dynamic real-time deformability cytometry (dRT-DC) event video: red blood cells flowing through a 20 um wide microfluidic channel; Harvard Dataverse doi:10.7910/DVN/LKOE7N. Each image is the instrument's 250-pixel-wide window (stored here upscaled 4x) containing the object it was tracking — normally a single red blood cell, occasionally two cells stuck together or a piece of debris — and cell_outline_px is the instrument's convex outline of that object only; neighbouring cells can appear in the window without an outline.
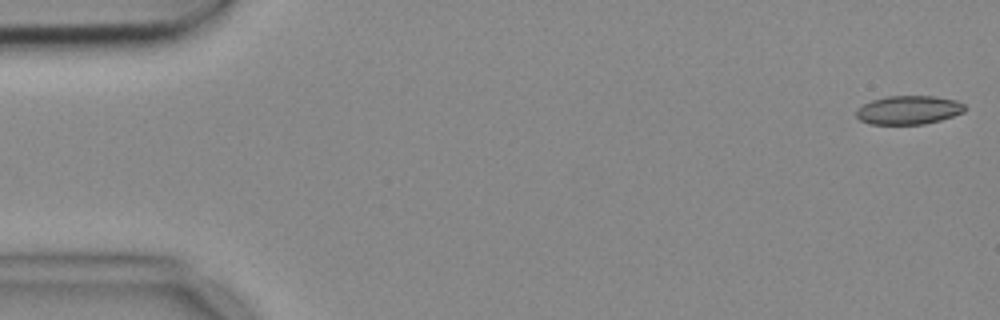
{"species": "common noctule bat (a hibernating species)", "species_latin": "Nyctalus noctula", "temperature_condition": "cold", "stored_images_in_passage": 4, "camera_frame_rate_fps": 3000, "um_per_image_px": 0.085, "animal": {"sex": "female", "body_mass_g": 18.4}, "frame": {"image": 1, "passage_image": 1, "time_ms": 0.0, "image_size_px": [1000, 320], "cell_outline_px": [[968, 108], [964, 112], [940, 120], [924, 124], [868, 124], [860, 120], [856, 116], [856, 108], [872, 100], [888, 96], [936, 96], [956, 100], [964, 104]], "centroid_in_image_um": [77.24, 9.35], "position_along_channel_um": 7.8, "area_um2": 18.26}}
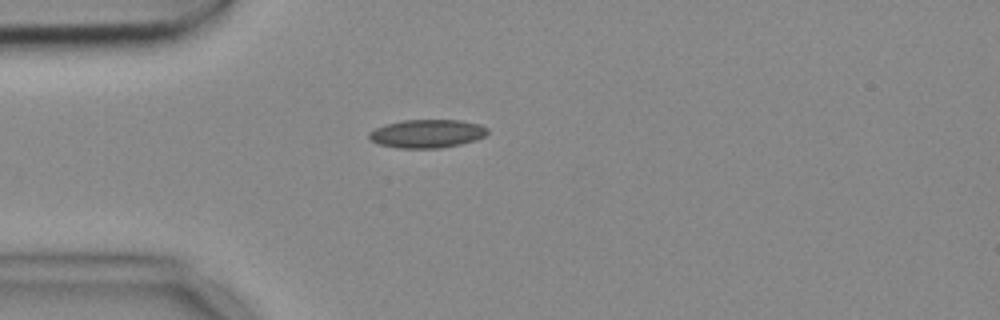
{"frame": {"image": 2, "passage_image": 4, "time_ms": 1.0, "image_size_px": [1000, 320], "cell_outline_px": [[488, 132], [484, 136], [476, 140], [460, 144], [440, 148], [396, 148], [376, 144], [368, 136], [368, 132], [384, 124], [404, 120], [460, 120], [480, 124], [488, 128]], "centroid_in_image_um": [36.28, 11.36], "position_along_channel_um": 48.7, "area_um2": 19.71}}